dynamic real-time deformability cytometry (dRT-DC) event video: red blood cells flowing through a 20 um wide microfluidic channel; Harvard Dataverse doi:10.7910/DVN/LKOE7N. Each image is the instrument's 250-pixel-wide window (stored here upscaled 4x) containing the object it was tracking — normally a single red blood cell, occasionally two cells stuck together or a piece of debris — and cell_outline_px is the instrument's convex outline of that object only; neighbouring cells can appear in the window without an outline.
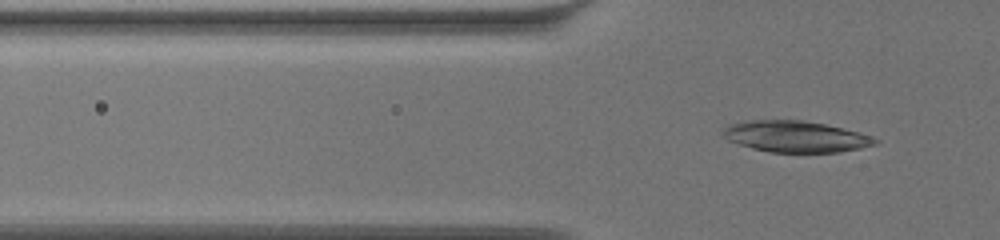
{"species": "common noctule bat (a hibernating species)", "species_latin": "Nyctalus noctula", "temperature_condition": "warm", "stored_images_in_passage": 62, "camera_frame_rate_fps": 3000, "um_per_image_px": 0.085, "animal": {"sex": "female", "body_mass_g": 19.5, "forearm_length_mm": 54.1}, "frame": {"image": 1, "passage_image": 21, "time_ms": 6.667, "image_size_px": [1000, 240], "cell_outline_px": [[880, 140], [876, 144], [860, 148], [840, 152], [768, 152], [752, 148], [728, 140], [720, 132], [728, 124], [752, 120], [800, 120], [824, 124], [860, 132]], "centroid_in_image_um": [67.62, 11.61], "position_along_channel_um": 58.2, "area_um2": 27.63}}
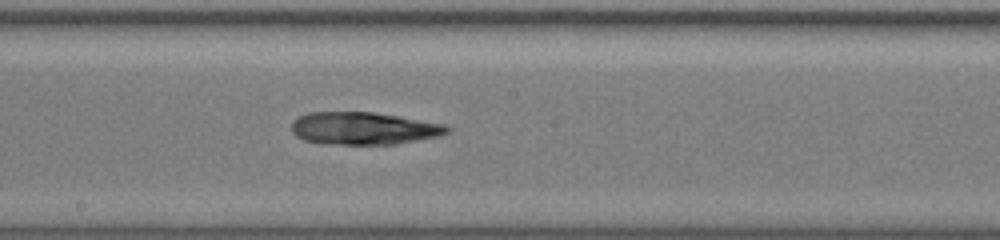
{"frame": {"image": 2, "passage_image": 36, "time_ms": 11.667, "image_size_px": [1000, 240], "cell_outline_px": [[452, 128], [448, 132], [440, 136], [396, 144], [320, 144], [304, 140], [296, 136], [292, 132], [292, 120], [308, 112], [372, 112], [444, 124]], "centroid_in_image_um": [30.88, 10.92], "position_along_channel_um": 217.3, "area_um2": 29.48}}
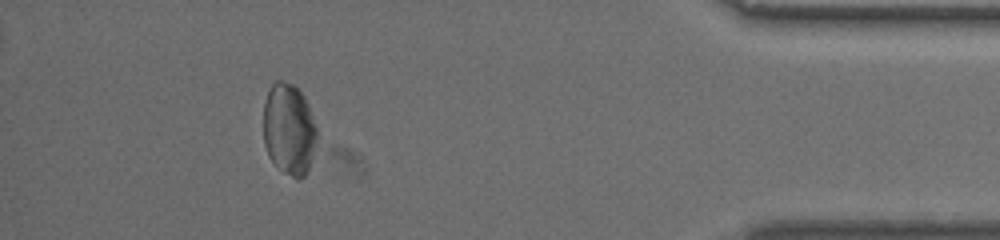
{"frame": {"image": 3, "passage_image": 57, "time_ms": 18.667, "image_size_px": [1000, 240], "cell_outline_px": [[316, 140], [308, 172], [300, 180], [296, 180], [284, 172], [268, 156], [264, 144], [264, 104], [268, 92], [272, 84], [276, 80], [280, 80], [292, 84], [304, 96], [308, 104], [316, 128]], "centroid_in_image_um": [24.56, 11.01], "position_along_channel_um": 410.6, "area_um2": 28.38}, "authors_computed_cell_mechanics": {"area_um2": 29.4491, "velocity_mm_per_s": 3.4119, "shape_relaxation_time_tau1_ms": null, "shape_relaxation_time_tau2_ms": 10.5238, "deformation_change_tau1": null, "deformation_change_tau2": 0.1447}}